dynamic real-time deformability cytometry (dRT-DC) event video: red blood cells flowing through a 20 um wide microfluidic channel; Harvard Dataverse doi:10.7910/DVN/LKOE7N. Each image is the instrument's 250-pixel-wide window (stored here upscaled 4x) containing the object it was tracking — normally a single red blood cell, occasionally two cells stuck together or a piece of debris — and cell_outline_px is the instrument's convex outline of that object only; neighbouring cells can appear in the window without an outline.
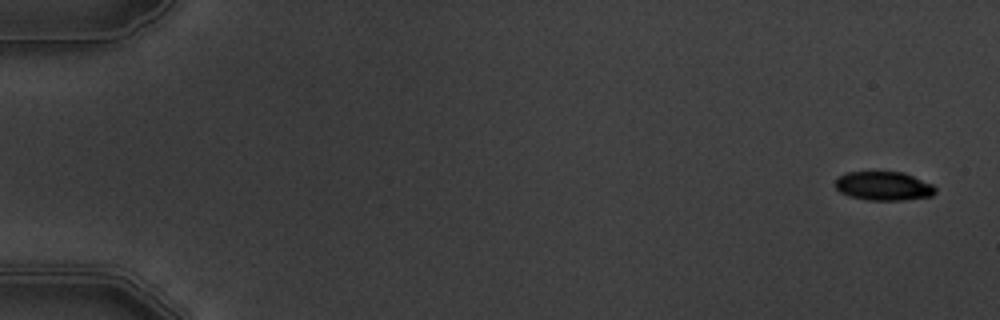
{"species": "common noctule bat (a hibernating species)", "species_latin": "Nyctalus noctula", "temperature_condition": "warm", "stored_images_in_passage": 5, "camera_frame_rate_fps": 3000, "um_per_image_px": 0.085, "animal": {"sex": "male", "body_mass_g": 19.5, "forearm_length_mm": 54.6}, "frame": {"image": 1, "passage_image": 1, "time_ms": 0.0, "image_size_px": [1000, 320], "cell_outline_px": [[936, 192], [932, 196], [904, 200], [868, 200], [848, 196], [840, 192], [836, 188], [836, 180], [840, 176], [848, 172], [904, 172], [932, 184], [936, 188]], "centroid_in_image_um": [75.13, 15.82], "position_along_channel_um": 9.9, "area_um2": 16.82}}
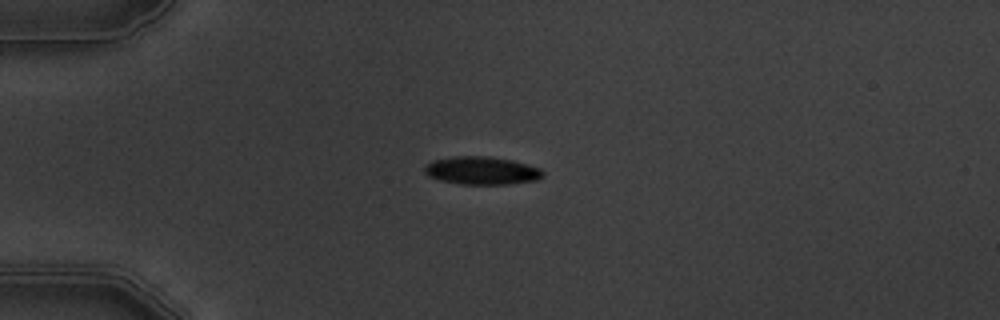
{"frame": {"image": 2, "passage_image": 5, "time_ms": 4.333, "image_size_px": [1000, 320], "cell_outline_px": [[544, 176], [536, 180], [508, 184], [460, 184], [440, 180], [428, 176], [424, 172], [424, 164], [432, 160], [456, 156], [492, 156], [512, 160], [540, 168], [544, 172]], "centroid_in_image_um": [40.92, 14.49], "position_along_channel_um": 44.1, "area_um2": 19.42}}